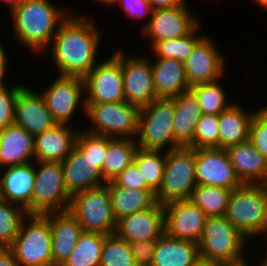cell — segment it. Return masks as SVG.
I'll return each instance as SVG.
<instances>
[{"label":"cell","mask_w":267,"mask_h":266,"mask_svg":"<svg viewBox=\"0 0 267 266\" xmlns=\"http://www.w3.org/2000/svg\"><path fill=\"white\" fill-rule=\"evenodd\" d=\"M70 15L59 25L50 46L58 75L84 78L97 64L102 31L86 15Z\"/></svg>","instance_id":"1"},{"label":"cell","mask_w":267,"mask_h":266,"mask_svg":"<svg viewBox=\"0 0 267 266\" xmlns=\"http://www.w3.org/2000/svg\"><path fill=\"white\" fill-rule=\"evenodd\" d=\"M52 3L50 0H25L10 12L13 39L28 47L32 54L42 56L59 25L71 13L69 9L64 10Z\"/></svg>","instance_id":"2"},{"label":"cell","mask_w":267,"mask_h":266,"mask_svg":"<svg viewBox=\"0 0 267 266\" xmlns=\"http://www.w3.org/2000/svg\"><path fill=\"white\" fill-rule=\"evenodd\" d=\"M225 217L249 241L264 236L267 231V185L242 184L233 189Z\"/></svg>","instance_id":"3"},{"label":"cell","mask_w":267,"mask_h":266,"mask_svg":"<svg viewBox=\"0 0 267 266\" xmlns=\"http://www.w3.org/2000/svg\"><path fill=\"white\" fill-rule=\"evenodd\" d=\"M248 242L225 216L207 217L198 242L199 257L226 266L240 265L249 261L244 250Z\"/></svg>","instance_id":"4"},{"label":"cell","mask_w":267,"mask_h":266,"mask_svg":"<svg viewBox=\"0 0 267 266\" xmlns=\"http://www.w3.org/2000/svg\"><path fill=\"white\" fill-rule=\"evenodd\" d=\"M174 98H158L140 108L137 146L144 150L169 151L182 147L173 134Z\"/></svg>","instance_id":"5"},{"label":"cell","mask_w":267,"mask_h":266,"mask_svg":"<svg viewBox=\"0 0 267 266\" xmlns=\"http://www.w3.org/2000/svg\"><path fill=\"white\" fill-rule=\"evenodd\" d=\"M9 249L20 266H52L48 217L45 214H28Z\"/></svg>","instance_id":"6"},{"label":"cell","mask_w":267,"mask_h":266,"mask_svg":"<svg viewBox=\"0 0 267 266\" xmlns=\"http://www.w3.org/2000/svg\"><path fill=\"white\" fill-rule=\"evenodd\" d=\"M139 113L138 106L126 101L86 104L83 114L91 124L85 131L109 138L136 139Z\"/></svg>","instance_id":"7"},{"label":"cell","mask_w":267,"mask_h":266,"mask_svg":"<svg viewBox=\"0 0 267 266\" xmlns=\"http://www.w3.org/2000/svg\"><path fill=\"white\" fill-rule=\"evenodd\" d=\"M196 185L195 149L179 147L165 151L163 182L156 193L157 202L166 205L174 201L190 200Z\"/></svg>","instance_id":"8"},{"label":"cell","mask_w":267,"mask_h":266,"mask_svg":"<svg viewBox=\"0 0 267 266\" xmlns=\"http://www.w3.org/2000/svg\"><path fill=\"white\" fill-rule=\"evenodd\" d=\"M68 211L76 218L83 232L106 235L115 232L117 221L113 215L106 184L72 195Z\"/></svg>","instance_id":"9"},{"label":"cell","mask_w":267,"mask_h":266,"mask_svg":"<svg viewBox=\"0 0 267 266\" xmlns=\"http://www.w3.org/2000/svg\"><path fill=\"white\" fill-rule=\"evenodd\" d=\"M32 214L68 210L71 195L64 182L61 162L35 161Z\"/></svg>","instance_id":"10"},{"label":"cell","mask_w":267,"mask_h":266,"mask_svg":"<svg viewBox=\"0 0 267 266\" xmlns=\"http://www.w3.org/2000/svg\"><path fill=\"white\" fill-rule=\"evenodd\" d=\"M117 49L106 60L96 64L83 78L86 104L125 101L121 49Z\"/></svg>","instance_id":"11"},{"label":"cell","mask_w":267,"mask_h":266,"mask_svg":"<svg viewBox=\"0 0 267 266\" xmlns=\"http://www.w3.org/2000/svg\"><path fill=\"white\" fill-rule=\"evenodd\" d=\"M51 82L40 91L47 108L57 124L71 125L78 107L82 113L86 112L84 80L82 77L58 75Z\"/></svg>","instance_id":"12"},{"label":"cell","mask_w":267,"mask_h":266,"mask_svg":"<svg viewBox=\"0 0 267 266\" xmlns=\"http://www.w3.org/2000/svg\"><path fill=\"white\" fill-rule=\"evenodd\" d=\"M128 55L121 49L125 101L143 108L158 99L154 87L151 60L145 55Z\"/></svg>","instance_id":"13"},{"label":"cell","mask_w":267,"mask_h":266,"mask_svg":"<svg viewBox=\"0 0 267 266\" xmlns=\"http://www.w3.org/2000/svg\"><path fill=\"white\" fill-rule=\"evenodd\" d=\"M188 7L187 3L183 6L153 10L149 23L140 32L145 40H150L149 46L160 40L184 37L200 25V20Z\"/></svg>","instance_id":"14"},{"label":"cell","mask_w":267,"mask_h":266,"mask_svg":"<svg viewBox=\"0 0 267 266\" xmlns=\"http://www.w3.org/2000/svg\"><path fill=\"white\" fill-rule=\"evenodd\" d=\"M195 179L197 185L233 190L242 185L222 148L195 149Z\"/></svg>","instance_id":"15"},{"label":"cell","mask_w":267,"mask_h":266,"mask_svg":"<svg viewBox=\"0 0 267 266\" xmlns=\"http://www.w3.org/2000/svg\"><path fill=\"white\" fill-rule=\"evenodd\" d=\"M217 46L206 35L195 45L192 54L184 62L189 86L213 82L226 75L227 61Z\"/></svg>","instance_id":"16"},{"label":"cell","mask_w":267,"mask_h":266,"mask_svg":"<svg viewBox=\"0 0 267 266\" xmlns=\"http://www.w3.org/2000/svg\"><path fill=\"white\" fill-rule=\"evenodd\" d=\"M206 218L205 213L190 200L168 203L164 205L165 234L198 243Z\"/></svg>","instance_id":"17"},{"label":"cell","mask_w":267,"mask_h":266,"mask_svg":"<svg viewBox=\"0 0 267 266\" xmlns=\"http://www.w3.org/2000/svg\"><path fill=\"white\" fill-rule=\"evenodd\" d=\"M14 124L35 137L53 128L57 123L48 110L42 93L24 85L17 95Z\"/></svg>","instance_id":"18"},{"label":"cell","mask_w":267,"mask_h":266,"mask_svg":"<svg viewBox=\"0 0 267 266\" xmlns=\"http://www.w3.org/2000/svg\"><path fill=\"white\" fill-rule=\"evenodd\" d=\"M164 205L124 216L117 220L115 234L127 242L158 240L165 233Z\"/></svg>","instance_id":"19"},{"label":"cell","mask_w":267,"mask_h":266,"mask_svg":"<svg viewBox=\"0 0 267 266\" xmlns=\"http://www.w3.org/2000/svg\"><path fill=\"white\" fill-rule=\"evenodd\" d=\"M35 162L0 169L1 199L32 214V189L35 181Z\"/></svg>","instance_id":"20"},{"label":"cell","mask_w":267,"mask_h":266,"mask_svg":"<svg viewBox=\"0 0 267 266\" xmlns=\"http://www.w3.org/2000/svg\"><path fill=\"white\" fill-rule=\"evenodd\" d=\"M61 163L65 186L71 196L106 184L96 163L85 156L75 145Z\"/></svg>","instance_id":"21"},{"label":"cell","mask_w":267,"mask_h":266,"mask_svg":"<svg viewBox=\"0 0 267 266\" xmlns=\"http://www.w3.org/2000/svg\"><path fill=\"white\" fill-rule=\"evenodd\" d=\"M51 228L52 266H61L76 246L83 230L68 211L47 212Z\"/></svg>","instance_id":"22"},{"label":"cell","mask_w":267,"mask_h":266,"mask_svg":"<svg viewBox=\"0 0 267 266\" xmlns=\"http://www.w3.org/2000/svg\"><path fill=\"white\" fill-rule=\"evenodd\" d=\"M225 150L242 184L267 185V159L249 140L229 146Z\"/></svg>","instance_id":"23"},{"label":"cell","mask_w":267,"mask_h":266,"mask_svg":"<svg viewBox=\"0 0 267 266\" xmlns=\"http://www.w3.org/2000/svg\"><path fill=\"white\" fill-rule=\"evenodd\" d=\"M79 129L70 124H56L35 136V161L62 162L75 145Z\"/></svg>","instance_id":"24"},{"label":"cell","mask_w":267,"mask_h":266,"mask_svg":"<svg viewBox=\"0 0 267 266\" xmlns=\"http://www.w3.org/2000/svg\"><path fill=\"white\" fill-rule=\"evenodd\" d=\"M35 137L15 124L0 130V169L35 161Z\"/></svg>","instance_id":"25"},{"label":"cell","mask_w":267,"mask_h":266,"mask_svg":"<svg viewBox=\"0 0 267 266\" xmlns=\"http://www.w3.org/2000/svg\"><path fill=\"white\" fill-rule=\"evenodd\" d=\"M151 58L157 98L171 99L190 90L184 62L171 58Z\"/></svg>","instance_id":"26"},{"label":"cell","mask_w":267,"mask_h":266,"mask_svg":"<svg viewBox=\"0 0 267 266\" xmlns=\"http://www.w3.org/2000/svg\"><path fill=\"white\" fill-rule=\"evenodd\" d=\"M255 111H245L244 107L235 102L218 115L219 148L243 143L249 140L250 125Z\"/></svg>","instance_id":"27"},{"label":"cell","mask_w":267,"mask_h":266,"mask_svg":"<svg viewBox=\"0 0 267 266\" xmlns=\"http://www.w3.org/2000/svg\"><path fill=\"white\" fill-rule=\"evenodd\" d=\"M201 115L198 100L190 90L174 97L173 134L182 147L193 148V136Z\"/></svg>","instance_id":"28"},{"label":"cell","mask_w":267,"mask_h":266,"mask_svg":"<svg viewBox=\"0 0 267 266\" xmlns=\"http://www.w3.org/2000/svg\"><path fill=\"white\" fill-rule=\"evenodd\" d=\"M199 260L198 243L174 239L164 233L157 240L151 266H195Z\"/></svg>","instance_id":"29"},{"label":"cell","mask_w":267,"mask_h":266,"mask_svg":"<svg viewBox=\"0 0 267 266\" xmlns=\"http://www.w3.org/2000/svg\"><path fill=\"white\" fill-rule=\"evenodd\" d=\"M113 215L117 220L149 209L157 203L156 194L151 189H128L114 181L107 182Z\"/></svg>","instance_id":"30"},{"label":"cell","mask_w":267,"mask_h":266,"mask_svg":"<svg viewBox=\"0 0 267 266\" xmlns=\"http://www.w3.org/2000/svg\"><path fill=\"white\" fill-rule=\"evenodd\" d=\"M138 149L136 139L107 137V150L102 163L104 181H114L133 161Z\"/></svg>","instance_id":"31"},{"label":"cell","mask_w":267,"mask_h":266,"mask_svg":"<svg viewBox=\"0 0 267 266\" xmlns=\"http://www.w3.org/2000/svg\"><path fill=\"white\" fill-rule=\"evenodd\" d=\"M106 236L98 232H82L75 248L61 266H100Z\"/></svg>","instance_id":"32"},{"label":"cell","mask_w":267,"mask_h":266,"mask_svg":"<svg viewBox=\"0 0 267 266\" xmlns=\"http://www.w3.org/2000/svg\"><path fill=\"white\" fill-rule=\"evenodd\" d=\"M220 80L190 86V91L197 98L202 114L219 115L234 103L229 101Z\"/></svg>","instance_id":"33"},{"label":"cell","mask_w":267,"mask_h":266,"mask_svg":"<svg viewBox=\"0 0 267 266\" xmlns=\"http://www.w3.org/2000/svg\"><path fill=\"white\" fill-rule=\"evenodd\" d=\"M231 192L232 190L222 187L196 185L190 201L207 217L225 216Z\"/></svg>","instance_id":"34"},{"label":"cell","mask_w":267,"mask_h":266,"mask_svg":"<svg viewBox=\"0 0 267 266\" xmlns=\"http://www.w3.org/2000/svg\"><path fill=\"white\" fill-rule=\"evenodd\" d=\"M134 162L137 164L146 185L156 194L163 182L165 152L138 148Z\"/></svg>","instance_id":"35"},{"label":"cell","mask_w":267,"mask_h":266,"mask_svg":"<svg viewBox=\"0 0 267 266\" xmlns=\"http://www.w3.org/2000/svg\"><path fill=\"white\" fill-rule=\"evenodd\" d=\"M199 25L188 35L175 39L160 40L155 42L151 48V52L155 58H171L185 62L192 54L195 45L205 36L197 35Z\"/></svg>","instance_id":"36"},{"label":"cell","mask_w":267,"mask_h":266,"mask_svg":"<svg viewBox=\"0 0 267 266\" xmlns=\"http://www.w3.org/2000/svg\"><path fill=\"white\" fill-rule=\"evenodd\" d=\"M28 213L18 205L0 199V248H9Z\"/></svg>","instance_id":"37"},{"label":"cell","mask_w":267,"mask_h":266,"mask_svg":"<svg viewBox=\"0 0 267 266\" xmlns=\"http://www.w3.org/2000/svg\"><path fill=\"white\" fill-rule=\"evenodd\" d=\"M100 266H136L129 242L115 233L107 235L102 245Z\"/></svg>","instance_id":"38"},{"label":"cell","mask_w":267,"mask_h":266,"mask_svg":"<svg viewBox=\"0 0 267 266\" xmlns=\"http://www.w3.org/2000/svg\"><path fill=\"white\" fill-rule=\"evenodd\" d=\"M75 146L96 163V167L102 172V163L107 150L106 136L89 133L81 128L77 132Z\"/></svg>","instance_id":"39"},{"label":"cell","mask_w":267,"mask_h":266,"mask_svg":"<svg viewBox=\"0 0 267 266\" xmlns=\"http://www.w3.org/2000/svg\"><path fill=\"white\" fill-rule=\"evenodd\" d=\"M196 148H219L218 115L200 116L193 136V149Z\"/></svg>","instance_id":"40"},{"label":"cell","mask_w":267,"mask_h":266,"mask_svg":"<svg viewBox=\"0 0 267 266\" xmlns=\"http://www.w3.org/2000/svg\"><path fill=\"white\" fill-rule=\"evenodd\" d=\"M22 84L0 87V130L14 124L15 103Z\"/></svg>","instance_id":"41"},{"label":"cell","mask_w":267,"mask_h":266,"mask_svg":"<svg viewBox=\"0 0 267 266\" xmlns=\"http://www.w3.org/2000/svg\"><path fill=\"white\" fill-rule=\"evenodd\" d=\"M256 110L250 125L249 141L267 159V113L261 108Z\"/></svg>","instance_id":"42"},{"label":"cell","mask_w":267,"mask_h":266,"mask_svg":"<svg viewBox=\"0 0 267 266\" xmlns=\"http://www.w3.org/2000/svg\"><path fill=\"white\" fill-rule=\"evenodd\" d=\"M117 4L123 8L127 18L131 17L138 20L146 18L145 23L143 21L142 30L149 23L153 8L148 0H118Z\"/></svg>","instance_id":"43"},{"label":"cell","mask_w":267,"mask_h":266,"mask_svg":"<svg viewBox=\"0 0 267 266\" xmlns=\"http://www.w3.org/2000/svg\"><path fill=\"white\" fill-rule=\"evenodd\" d=\"M114 182L128 189H150L134 161L115 178Z\"/></svg>","instance_id":"44"},{"label":"cell","mask_w":267,"mask_h":266,"mask_svg":"<svg viewBox=\"0 0 267 266\" xmlns=\"http://www.w3.org/2000/svg\"><path fill=\"white\" fill-rule=\"evenodd\" d=\"M129 244L136 266H151L157 240L135 241Z\"/></svg>","instance_id":"45"},{"label":"cell","mask_w":267,"mask_h":266,"mask_svg":"<svg viewBox=\"0 0 267 266\" xmlns=\"http://www.w3.org/2000/svg\"><path fill=\"white\" fill-rule=\"evenodd\" d=\"M5 46H3V44L0 41V87H4L9 85L8 83H5V77H6V73L8 72L7 68L9 65L8 62V55H7V51L5 50Z\"/></svg>","instance_id":"46"},{"label":"cell","mask_w":267,"mask_h":266,"mask_svg":"<svg viewBox=\"0 0 267 266\" xmlns=\"http://www.w3.org/2000/svg\"><path fill=\"white\" fill-rule=\"evenodd\" d=\"M153 10L186 5V0H148Z\"/></svg>","instance_id":"47"},{"label":"cell","mask_w":267,"mask_h":266,"mask_svg":"<svg viewBox=\"0 0 267 266\" xmlns=\"http://www.w3.org/2000/svg\"><path fill=\"white\" fill-rule=\"evenodd\" d=\"M0 266H20L9 248H0Z\"/></svg>","instance_id":"48"},{"label":"cell","mask_w":267,"mask_h":266,"mask_svg":"<svg viewBox=\"0 0 267 266\" xmlns=\"http://www.w3.org/2000/svg\"><path fill=\"white\" fill-rule=\"evenodd\" d=\"M0 1H3L4 4L6 2V5L9 9V13H10L18 5H21L25 0H0Z\"/></svg>","instance_id":"49"},{"label":"cell","mask_w":267,"mask_h":266,"mask_svg":"<svg viewBox=\"0 0 267 266\" xmlns=\"http://www.w3.org/2000/svg\"><path fill=\"white\" fill-rule=\"evenodd\" d=\"M195 266H226L219 262H212V261H205V260H199Z\"/></svg>","instance_id":"50"},{"label":"cell","mask_w":267,"mask_h":266,"mask_svg":"<svg viewBox=\"0 0 267 266\" xmlns=\"http://www.w3.org/2000/svg\"><path fill=\"white\" fill-rule=\"evenodd\" d=\"M250 1H252L256 5H259L260 8H263L262 10H265V12L267 13V0H250Z\"/></svg>","instance_id":"51"},{"label":"cell","mask_w":267,"mask_h":266,"mask_svg":"<svg viewBox=\"0 0 267 266\" xmlns=\"http://www.w3.org/2000/svg\"><path fill=\"white\" fill-rule=\"evenodd\" d=\"M97 3L98 1L101 3V4H104V6H107V7H112L114 5H116L117 1L118 0H95Z\"/></svg>","instance_id":"52"},{"label":"cell","mask_w":267,"mask_h":266,"mask_svg":"<svg viewBox=\"0 0 267 266\" xmlns=\"http://www.w3.org/2000/svg\"><path fill=\"white\" fill-rule=\"evenodd\" d=\"M264 237H265L264 239L266 240V242H265V243H266L265 246H266V245H267V231H266ZM265 249H266V252L264 253V257H265V258H263V259H267V247H266ZM265 254H266V255H265Z\"/></svg>","instance_id":"53"},{"label":"cell","mask_w":267,"mask_h":266,"mask_svg":"<svg viewBox=\"0 0 267 266\" xmlns=\"http://www.w3.org/2000/svg\"><path fill=\"white\" fill-rule=\"evenodd\" d=\"M232 266H252V264H249L248 262H245V263L240 264V265H232Z\"/></svg>","instance_id":"54"},{"label":"cell","mask_w":267,"mask_h":266,"mask_svg":"<svg viewBox=\"0 0 267 266\" xmlns=\"http://www.w3.org/2000/svg\"><path fill=\"white\" fill-rule=\"evenodd\" d=\"M261 263H262L264 266H267V259H263V260L261 261Z\"/></svg>","instance_id":"55"},{"label":"cell","mask_w":267,"mask_h":266,"mask_svg":"<svg viewBox=\"0 0 267 266\" xmlns=\"http://www.w3.org/2000/svg\"><path fill=\"white\" fill-rule=\"evenodd\" d=\"M260 108H261L262 110H264V111L267 113V106H265V107H261V106H260Z\"/></svg>","instance_id":"56"},{"label":"cell","mask_w":267,"mask_h":266,"mask_svg":"<svg viewBox=\"0 0 267 266\" xmlns=\"http://www.w3.org/2000/svg\"><path fill=\"white\" fill-rule=\"evenodd\" d=\"M258 266H264L261 262L258 261Z\"/></svg>","instance_id":"57"}]
</instances>
